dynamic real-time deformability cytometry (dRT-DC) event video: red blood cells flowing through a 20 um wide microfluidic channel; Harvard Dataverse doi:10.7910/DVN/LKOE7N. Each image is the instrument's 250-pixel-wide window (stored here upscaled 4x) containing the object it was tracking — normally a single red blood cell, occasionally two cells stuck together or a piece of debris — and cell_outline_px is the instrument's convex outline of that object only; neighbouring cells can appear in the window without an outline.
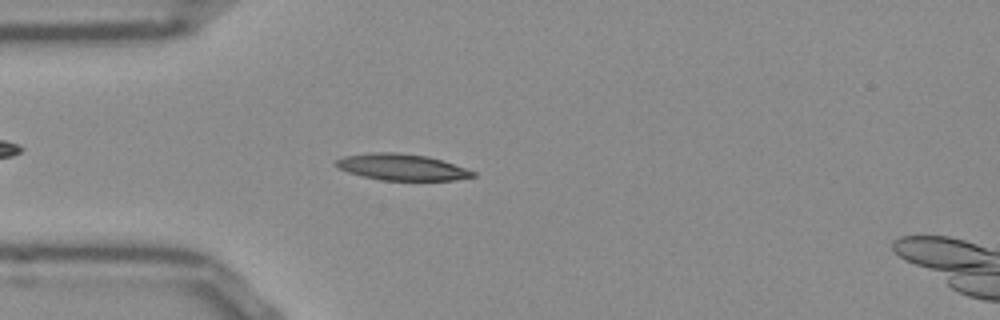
{"species": "Egyptian fruit bat (a non-hibernating species)", "species_latin": "Rousettus aegyptiacus", "temperature_condition": "room temperature", "stored_images_in_passage": 51, "camera_frame_rate_fps": 3000, "um_per_image_px": 0.085, "frame": {"image": 1, "passage_image": 13, "time_ms": 4.0, "image_size_px": [1000, 320], "cell_outline_px": [[476, 176], [452, 180], [380, 180], [348, 172], [340, 168], [336, 164], [336, 160], [344, 156], [368, 152], [396, 152], [428, 156], [476, 172]], "centroid_in_image_um": [34.14, 14.2], "position_along_channel_um": 50.9, "area_um2": 20.75}}
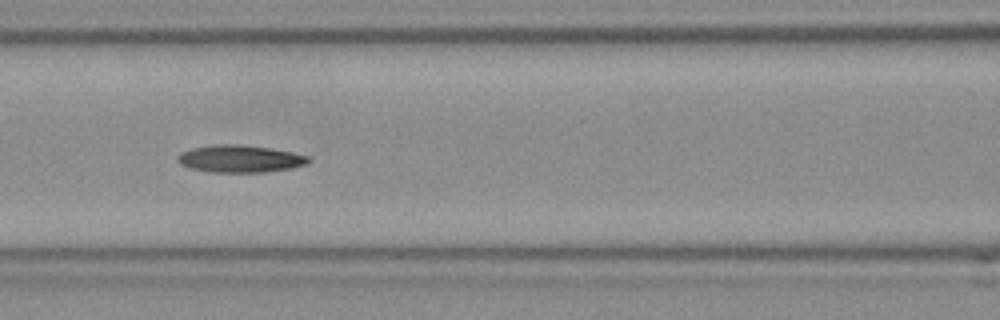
{"frame": {"image": 2, "passage_image": 21, "time_ms": 6.667, "image_size_px": [1000, 320], "cell_outline_px": [[312, 160], [308, 164], [292, 168], [264, 172], [208, 172], [188, 168], [180, 164], [176, 160], [176, 156], [180, 152], [192, 148], [216, 144], [240, 144], [272, 148], [292, 152], [308, 156]], "centroid_in_image_um": [20.38, 13.49], "position_along_channel_um": 146.2, "area_um2": 21.15}}
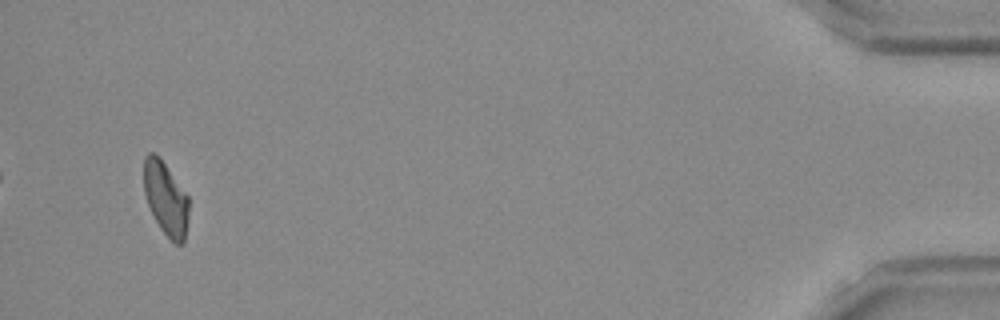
{"frame": {"image": 3, "passage_image": 49, "time_ms": 16.0, "image_size_px": [1000, 320], "cell_outline_px": [[188, 220], [184, 244], [176, 244], [160, 228], [148, 204], [144, 192], [144, 156], [148, 152], [152, 152], [160, 156], [188, 196]], "centroid_in_image_um": [14.09, 16.84], "position_along_channel_um": 421.1, "area_um2": 19.19}, "authors_computed_cell_mechanics": {"area_um2": 20.1144, "velocity_mm_per_s": 3.8539, "shape_relaxation_time_tau1_ms": null, "shape_relaxation_time_tau2_ms": 8.9805, "deformation_change_tau1": null, "deformation_change_tau2": 0.1938}}